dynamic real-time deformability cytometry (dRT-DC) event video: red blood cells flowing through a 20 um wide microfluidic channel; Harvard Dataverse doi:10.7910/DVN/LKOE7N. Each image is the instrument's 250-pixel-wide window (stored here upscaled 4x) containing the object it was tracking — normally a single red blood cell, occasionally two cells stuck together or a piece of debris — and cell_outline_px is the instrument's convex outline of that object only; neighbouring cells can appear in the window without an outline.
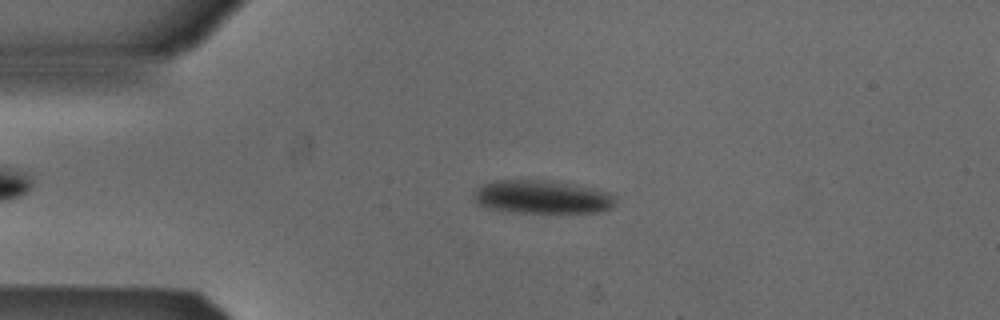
{"species": "Egyptian fruit bat (a non-hibernating species)", "species_latin": "Rousettus aegyptiacus", "temperature_condition": "cold", "stored_images_in_passage": 4, "camera_frame_rate_fps": 3000, "um_per_image_px": 0.085, "animal": {"sex": "male"}, "frame": {"image": 1, "passage_image": 2, "time_ms": 0.333, "image_size_px": [1000, 320], "cell_outline_px": [[616, 204], [612, 208], [600, 212], [508, 212], [488, 208], [472, 200], [472, 196], [476, 188], [480, 184], [492, 180], [548, 180], [608, 192], [616, 196]], "centroid_in_image_um": [46.02, 16.74], "position_along_channel_um": 39.0, "area_um2": 27.63}}
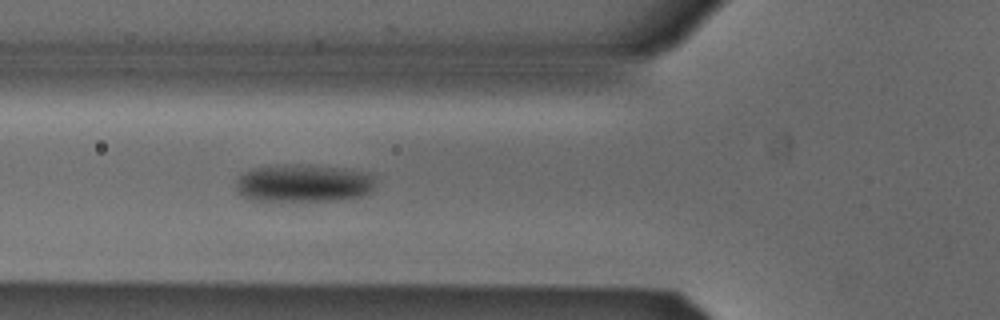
{"frame": {"image": 2, "passage_image": 4, "time_ms": 1.0, "image_size_px": [1000, 320], "cell_outline_px": [[376, 180], [372, 192], [360, 196], [332, 200], [252, 200], [240, 196], [236, 192], [236, 180], [244, 172], [252, 168], [284, 164], [296, 164], [344, 168], [368, 172], [376, 176]], "centroid_in_image_um": [25.8, 15.56], "position_along_channel_um": 100.0, "area_um2": 30.92}}